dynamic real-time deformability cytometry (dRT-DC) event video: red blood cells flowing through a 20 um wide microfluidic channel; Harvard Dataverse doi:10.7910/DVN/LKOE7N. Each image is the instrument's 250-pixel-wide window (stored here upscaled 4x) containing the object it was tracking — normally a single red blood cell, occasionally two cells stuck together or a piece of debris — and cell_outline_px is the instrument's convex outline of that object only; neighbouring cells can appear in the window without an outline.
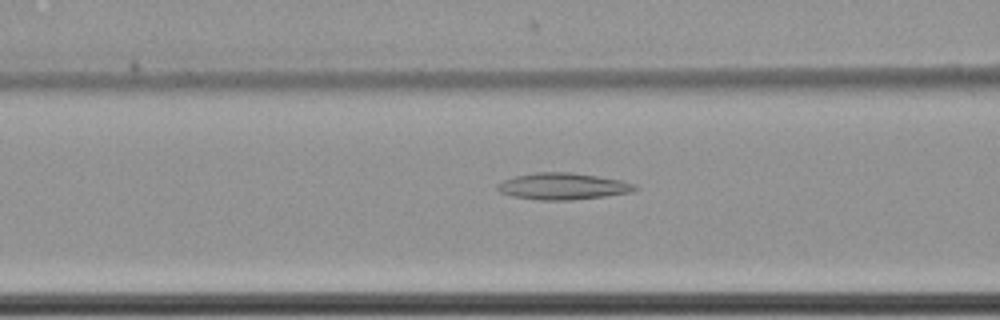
{"species": "common noctule bat (a hibernating species)", "species_latin": "Nyctalus noctula", "temperature_condition": "cold", "stored_images_in_passage": 61, "camera_frame_rate_fps": 3000, "um_per_image_px": 0.085, "animal": {"sex": "female", "body_mass_g": 22.7, "forearm_length_mm": 54.2}, "frame": {"image": 1, "passage_image": 26, "time_ms": 8.333, "image_size_px": [1000, 320], "cell_outline_px": [[640, 188], [632, 192], [604, 196], [572, 200], [540, 200], [512, 196], [500, 192], [496, 188], [496, 184], [504, 180], [516, 176], [536, 172], [572, 172], [620, 180], [636, 184]], "centroid_in_image_um": [47.85, 15.83], "position_along_channel_um": 118.7, "area_um2": 21.33}}
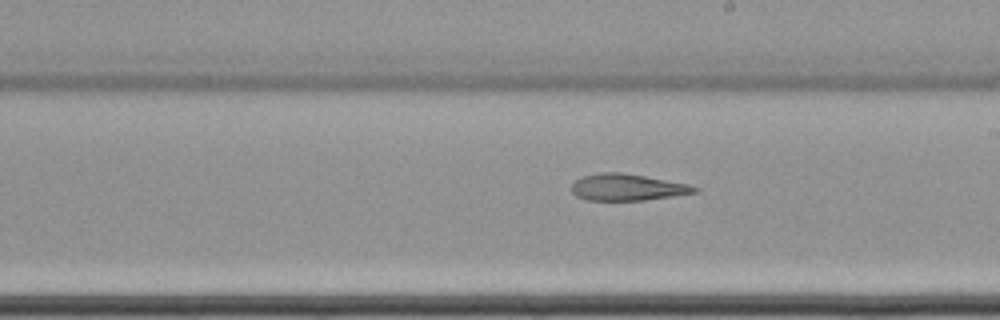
{"frame": {"image": 2, "passage_image": 36, "time_ms": 11.667, "image_size_px": [1000, 320], "cell_outline_px": [[700, 188], [696, 192], [672, 196], [644, 200], [588, 200], [576, 196], [572, 192], [572, 184], [576, 180], [584, 176], [600, 172], [620, 172], [644, 176], [688, 184]], "centroid_in_image_um": [53.3, 15.92], "position_along_channel_um": 235.7, "area_um2": 18.84}}
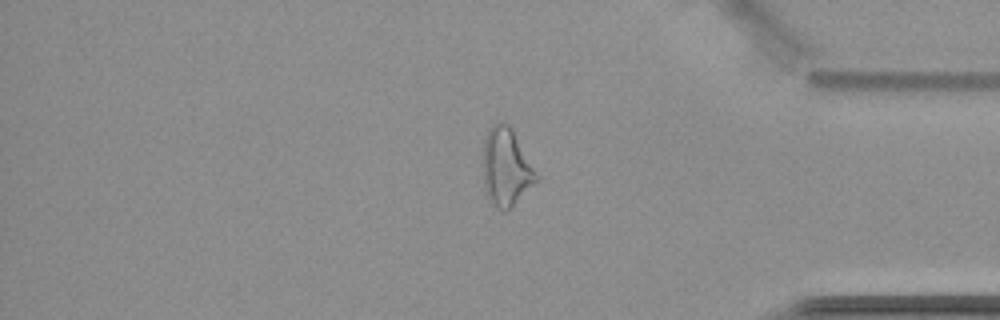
{"frame": {"image": 3, "passage_image": 51, "time_ms": 16.667, "image_size_px": [1000, 320], "cell_outline_px": [[540, 180], [504, 212], [496, 208], [488, 200], [484, 188], [484, 136], [488, 128], [492, 124], [500, 120], [508, 124], [512, 128], [540, 176]], "centroid_in_image_um": [43.04, 14.19], "position_along_channel_um": 392.2, "area_um2": 24.57}}